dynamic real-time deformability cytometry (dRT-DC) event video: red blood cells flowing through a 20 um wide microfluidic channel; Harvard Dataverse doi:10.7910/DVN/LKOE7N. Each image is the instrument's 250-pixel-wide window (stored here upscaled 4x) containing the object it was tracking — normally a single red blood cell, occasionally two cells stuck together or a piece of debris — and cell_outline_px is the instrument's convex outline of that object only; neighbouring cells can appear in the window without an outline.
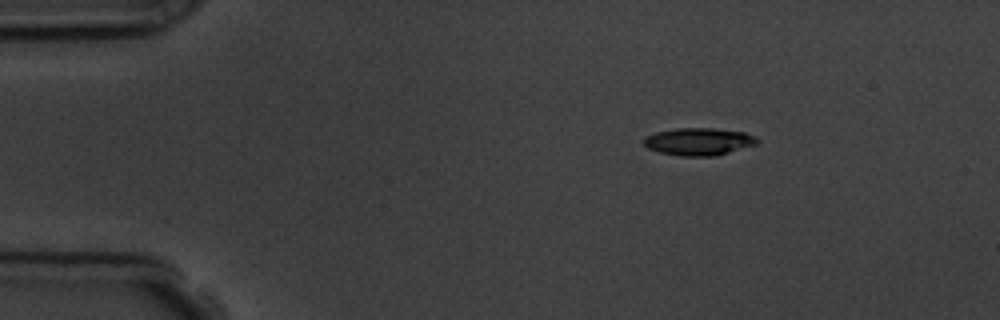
{"species": "common noctule bat (a hibernating species)", "species_latin": "Nyctalus noctula", "temperature_condition": "room temperature", "stored_images_in_passage": 2, "camera_frame_rate_fps": 3000, "um_per_image_px": 0.085, "animal": {"sex": "male", "body_mass_g": 19.5, "forearm_length_mm": 54.6}, "frame": {"image": 1, "passage_image": 1, "time_ms": 0.0, "image_size_px": [1000, 320], "cell_outline_px": [[760, 140], [756, 144], [716, 156], [680, 156], [660, 152], [648, 148], [644, 144], [644, 140], [648, 136], [656, 132], [676, 128], [712, 128], [744, 132], [756, 136]], "centroid_in_image_um": [59.42, 12.03], "position_along_channel_um": 25.6, "area_um2": 18.03}}